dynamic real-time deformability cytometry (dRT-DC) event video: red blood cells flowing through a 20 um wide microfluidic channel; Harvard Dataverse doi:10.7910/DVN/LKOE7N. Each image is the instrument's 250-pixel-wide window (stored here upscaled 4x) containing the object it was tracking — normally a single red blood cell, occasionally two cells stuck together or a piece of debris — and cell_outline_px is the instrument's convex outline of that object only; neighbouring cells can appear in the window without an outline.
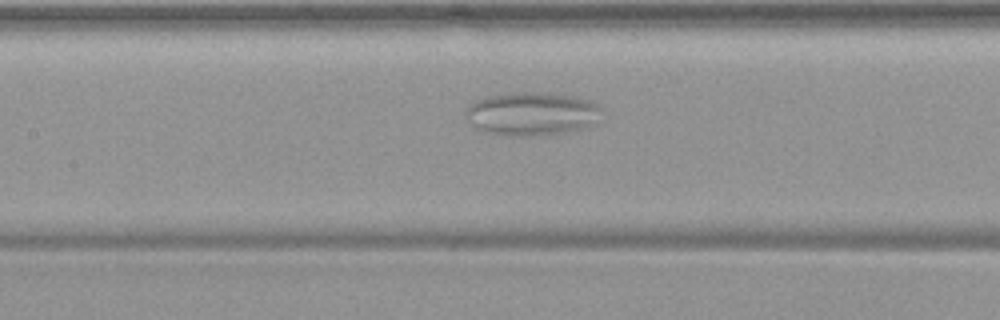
{"species": "common noctule bat (a hibernating species)", "species_latin": "Nyctalus noctula", "temperature_condition": "warm", "stored_images_in_passage": 42, "camera_frame_rate_fps": 3000, "um_per_image_px": 0.085, "animal": {"sex": "female", "body_mass_g": 19.9}, "frame": {"image": 1, "passage_image": 13, "time_ms": 4.0, "image_size_px": [1000, 320], "cell_outline_px": [[604, 108], [592, 128], [568, 132], [532, 136], [508, 136], [488, 132], [476, 128], [468, 120], [464, 112], [468, 104], [476, 100], [492, 96], [524, 92], [548, 92], [576, 96], [592, 100]], "centroid_in_image_um": [45.29, 9.68], "position_along_channel_um": 162.1, "area_um2": 34.97}}
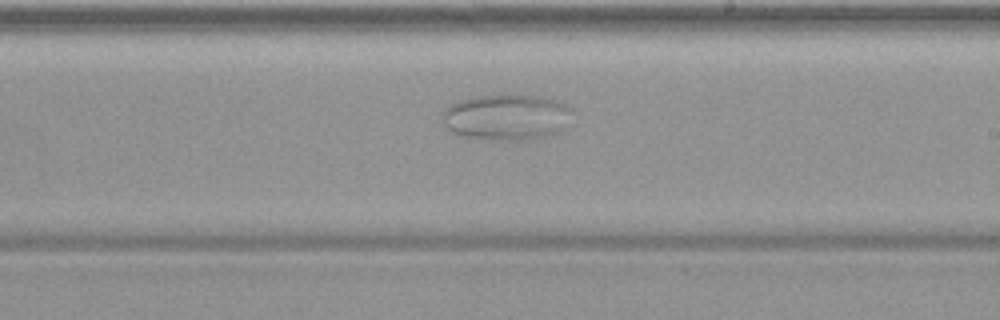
{"frame": {"image": 2, "passage_image": 20, "time_ms": 6.333, "image_size_px": [1000, 320], "cell_outline_px": [[572, 108], [560, 132], [544, 136], [516, 140], [492, 140], [460, 136], [452, 132], [440, 124], [440, 112], [444, 108], [460, 100], [476, 96], [540, 96], [560, 100]], "centroid_in_image_um": [42.95, 9.96], "position_along_channel_um": 246.0, "area_um2": 34.74}}
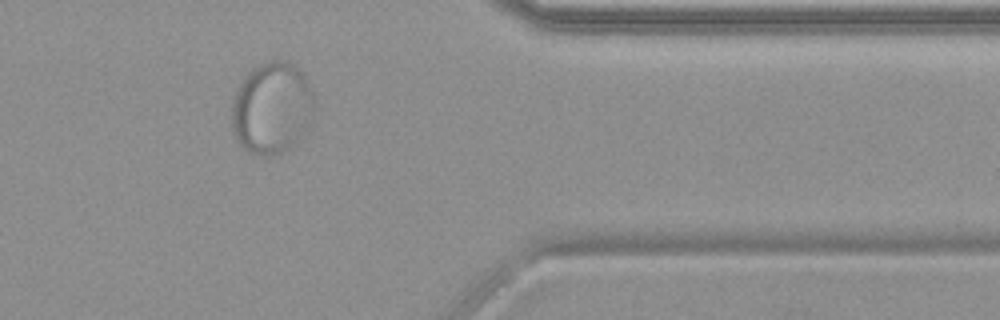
{"frame": {"image": 3, "passage_image": 33, "time_ms": 10.667, "image_size_px": [1000, 320], "cell_outline_px": [[316, 104], [304, 132], [284, 152], [276, 156], [260, 156], [248, 152], [236, 140], [232, 132], [232, 100], [236, 88], [244, 76], [252, 68], [268, 60], [288, 60], [304, 72], [312, 92]], "centroid_in_image_um": [23.09, 9.16], "position_along_channel_um": 388.3, "area_um2": 44.74}}